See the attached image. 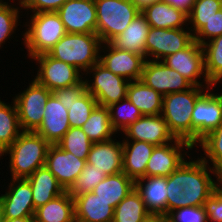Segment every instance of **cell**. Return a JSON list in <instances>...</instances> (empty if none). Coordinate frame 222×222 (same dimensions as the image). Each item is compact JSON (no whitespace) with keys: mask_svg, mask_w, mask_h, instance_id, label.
<instances>
[{"mask_svg":"<svg viewBox=\"0 0 222 222\" xmlns=\"http://www.w3.org/2000/svg\"><path fill=\"white\" fill-rule=\"evenodd\" d=\"M151 213L134 188L115 208L113 222H143Z\"/></svg>","mask_w":222,"mask_h":222,"instance_id":"cell-33","label":"cell"},{"mask_svg":"<svg viewBox=\"0 0 222 222\" xmlns=\"http://www.w3.org/2000/svg\"><path fill=\"white\" fill-rule=\"evenodd\" d=\"M56 12L66 33H96L94 0H67Z\"/></svg>","mask_w":222,"mask_h":222,"instance_id":"cell-16","label":"cell"},{"mask_svg":"<svg viewBox=\"0 0 222 222\" xmlns=\"http://www.w3.org/2000/svg\"><path fill=\"white\" fill-rule=\"evenodd\" d=\"M109 139L93 143L87 156L86 163L95 169L104 172L107 176L122 172L123 170V142Z\"/></svg>","mask_w":222,"mask_h":222,"instance_id":"cell-21","label":"cell"},{"mask_svg":"<svg viewBox=\"0 0 222 222\" xmlns=\"http://www.w3.org/2000/svg\"><path fill=\"white\" fill-rule=\"evenodd\" d=\"M35 222H75L73 197L67 190L51 201L38 207L34 214Z\"/></svg>","mask_w":222,"mask_h":222,"instance_id":"cell-28","label":"cell"},{"mask_svg":"<svg viewBox=\"0 0 222 222\" xmlns=\"http://www.w3.org/2000/svg\"><path fill=\"white\" fill-rule=\"evenodd\" d=\"M32 59L39 64L34 79L52 92L74 86L84 79L83 72L73 65L51 57L48 53L36 55Z\"/></svg>","mask_w":222,"mask_h":222,"instance_id":"cell-10","label":"cell"},{"mask_svg":"<svg viewBox=\"0 0 222 222\" xmlns=\"http://www.w3.org/2000/svg\"><path fill=\"white\" fill-rule=\"evenodd\" d=\"M108 109L112 127L116 132H122L131 123L143 116L141 111L128 98L108 106Z\"/></svg>","mask_w":222,"mask_h":222,"instance_id":"cell-35","label":"cell"},{"mask_svg":"<svg viewBox=\"0 0 222 222\" xmlns=\"http://www.w3.org/2000/svg\"><path fill=\"white\" fill-rule=\"evenodd\" d=\"M102 42L96 33H66L47 53L83 75L99 61Z\"/></svg>","mask_w":222,"mask_h":222,"instance_id":"cell-3","label":"cell"},{"mask_svg":"<svg viewBox=\"0 0 222 222\" xmlns=\"http://www.w3.org/2000/svg\"><path fill=\"white\" fill-rule=\"evenodd\" d=\"M85 164V160L77 158L57 144H51L47 150L45 166L65 190L72 186Z\"/></svg>","mask_w":222,"mask_h":222,"instance_id":"cell-19","label":"cell"},{"mask_svg":"<svg viewBox=\"0 0 222 222\" xmlns=\"http://www.w3.org/2000/svg\"><path fill=\"white\" fill-rule=\"evenodd\" d=\"M86 89V83L84 80H82L80 83L71 86V87H65L63 89H58L54 92H52L60 101V103L67 108V106L74 101V99H78L81 97L85 92Z\"/></svg>","mask_w":222,"mask_h":222,"instance_id":"cell-44","label":"cell"},{"mask_svg":"<svg viewBox=\"0 0 222 222\" xmlns=\"http://www.w3.org/2000/svg\"><path fill=\"white\" fill-rule=\"evenodd\" d=\"M185 27L176 29L150 27L145 42L146 60L148 58L161 61L166 56L188 47L194 41V35L189 27Z\"/></svg>","mask_w":222,"mask_h":222,"instance_id":"cell-11","label":"cell"},{"mask_svg":"<svg viewBox=\"0 0 222 222\" xmlns=\"http://www.w3.org/2000/svg\"><path fill=\"white\" fill-rule=\"evenodd\" d=\"M213 169L202 158L185 160L167 177V215L181 207L202 206L214 191Z\"/></svg>","mask_w":222,"mask_h":222,"instance_id":"cell-1","label":"cell"},{"mask_svg":"<svg viewBox=\"0 0 222 222\" xmlns=\"http://www.w3.org/2000/svg\"><path fill=\"white\" fill-rule=\"evenodd\" d=\"M167 177H142L135 188L151 214L167 216Z\"/></svg>","mask_w":222,"mask_h":222,"instance_id":"cell-22","label":"cell"},{"mask_svg":"<svg viewBox=\"0 0 222 222\" xmlns=\"http://www.w3.org/2000/svg\"><path fill=\"white\" fill-rule=\"evenodd\" d=\"M103 51V55H101ZM107 51V52H106ZM146 59L131 51L120 50L110 42L102 43L99 52V62L114 74L126 80H141Z\"/></svg>","mask_w":222,"mask_h":222,"instance_id":"cell-15","label":"cell"},{"mask_svg":"<svg viewBox=\"0 0 222 222\" xmlns=\"http://www.w3.org/2000/svg\"><path fill=\"white\" fill-rule=\"evenodd\" d=\"M203 207L207 213L208 222H222V195L213 191Z\"/></svg>","mask_w":222,"mask_h":222,"instance_id":"cell-45","label":"cell"},{"mask_svg":"<svg viewBox=\"0 0 222 222\" xmlns=\"http://www.w3.org/2000/svg\"><path fill=\"white\" fill-rule=\"evenodd\" d=\"M0 222H4V216H3L1 206H0Z\"/></svg>","mask_w":222,"mask_h":222,"instance_id":"cell-52","label":"cell"},{"mask_svg":"<svg viewBox=\"0 0 222 222\" xmlns=\"http://www.w3.org/2000/svg\"><path fill=\"white\" fill-rule=\"evenodd\" d=\"M222 35V9L217 11L207 23L194 35V40L201 46L215 37Z\"/></svg>","mask_w":222,"mask_h":222,"instance_id":"cell-43","label":"cell"},{"mask_svg":"<svg viewBox=\"0 0 222 222\" xmlns=\"http://www.w3.org/2000/svg\"><path fill=\"white\" fill-rule=\"evenodd\" d=\"M106 174L101 172L91 164L86 163L84 169L76 178L67 192L75 198L84 193L92 192L94 188L106 178Z\"/></svg>","mask_w":222,"mask_h":222,"instance_id":"cell-39","label":"cell"},{"mask_svg":"<svg viewBox=\"0 0 222 222\" xmlns=\"http://www.w3.org/2000/svg\"><path fill=\"white\" fill-rule=\"evenodd\" d=\"M127 98L141 111L142 115H159L162 112L163 96L142 80L129 83Z\"/></svg>","mask_w":222,"mask_h":222,"instance_id":"cell-30","label":"cell"},{"mask_svg":"<svg viewBox=\"0 0 222 222\" xmlns=\"http://www.w3.org/2000/svg\"><path fill=\"white\" fill-rule=\"evenodd\" d=\"M18 1V5L23 6L28 0H17Z\"/></svg>","mask_w":222,"mask_h":222,"instance_id":"cell-53","label":"cell"},{"mask_svg":"<svg viewBox=\"0 0 222 222\" xmlns=\"http://www.w3.org/2000/svg\"><path fill=\"white\" fill-rule=\"evenodd\" d=\"M122 142V172L134 181L146 177L147 162L149 161L155 145L144 141L122 140Z\"/></svg>","mask_w":222,"mask_h":222,"instance_id":"cell-23","label":"cell"},{"mask_svg":"<svg viewBox=\"0 0 222 222\" xmlns=\"http://www.w3.org/2000/svg\"><path fill=\"white\" fill-rule=\"evenodd\" d=\"M150 29L144 15L139 13L128 27L110 41V43L120 49L131 51L146 59L145 42Z\"/></svg>","mask_w":222,"mask_h":222,"instance_id":"cell-26","label":"cell"},{"mask_svg":"<svg viewBox=\"0 0 222 222\" xmlns=\"http://www.w3.org/2000/svg\"><path fill=\"white\" fill-rule=\"evenodd\" d=\"M199 145L206 156L200 157L208 164L211 162V168H222V124L203 138Z\"/></svg>","mask_w":222,"mask_h":222,"instance_id":"cell-40","label":"cell"},{"mask_svg":"<svg viewBox=\"0 0 222 222\" xmlns=\"http://www.w3.org/2000/svg\"><path fill=\"white\" fill-rule=\"evenodd\" d=\"M141 13L152 28H185L188 15L168 3L160 0L145 7Z\"/></svg>","mask_w":222,"mask_h":222,"instance_id":"cell-25","label":"cell"},{"mask_svg":"<svg viewBox=\"0 0 222 222\" xmlns=\"http://www.w3.org/2000/svg\"><path fill=\"white\" fill-rule=\"evenodd\" d=\"M4 222H35L34 217H22L14 219H4Z\"/></svg>","mask_w":222,"mask_h":222,"instance_id":"cell-51","label":"cell"},{"mask_svg":"<svg viewBox=\"0 0 222 222\" xmlns=\"http://www.w3.org/2000/svg\"><path fill=\"white\" fill-rule=\"evenodd\" d=\"M26 179L31 185L35 209L66 191L46 166L38 168Z\"/></svg>","mask_w":222,"mask_h":222,"instance_id":"cell-27","label":"cell"},{"mask_svg":"<svg viewBox=\"0 0 222 222\" xmlns=\"http://www.w3.org/2000/svg\"><path fill=\"white\" fill-rule=\"evenodd\" d=\"M204 51L205 73L208 81L215 87L222 81V35L206 41Z\"/></svg>","mask_w":222,"mask_h":222,"instance_id":"cell-34","label":"cell"},{"mask_svg":"<svg viewBox=\"0 0 222 222\" xmlns=\"http://www.w3.org/2000/svg\"><path fill=\"white\" fill-rule=\"evenodd\" d=\"M69 129L68 109L52 93L44 107L42 124L35 132L51 145L57 144Z\"/></svg>","mask_w":222,"mask_h":222,"instance_id":"cell-20","label":"cell"},{"mask_svg":"<svg viewBox=\"0 0 222 222\" xmlns=\"http://www.w3.org/2000/svg\"><path fill=\"white\" fill-rule=\"evenodd\" d=\"M213 89L208 88L195 102L191 117L193 147L222 124V93Z\"/></svg>","mask_w":222,"mask_h":222,"instance_id":"cell-9","label":"cell"},{"mask_svg":"<svg viewBox=\"0 0 222 222\" xmlns=\"http://www.w3.org/2000/svg\"><path fill=\"white\" fill-rule=\"evenodd\" d=\"M33 14V15H32ZM23 33V45L28 58L47 53L65 34L64 25L57 12L32 13Z\"/></svg>","mask_w":222,"mask_h":222,"instance_id":"cell-5","label":"cell"},{"mask_svg":"<svg viewBox=\"0 0 222 222\" xmlns=\"http://www.w3.org/2000/svg\"><path fill=\"white\" fill-rule=\"evenodd\" d=\"M74 200L75 220L83 222H113L114 208L98 198L93 192L76 196Z\"/></svg>","mask_w":222,"mask_h":222,"instance_id":"cell-24","label":"cell"},{"mask_svg":"<svg viewBox=\"0 0 222 222\" xmlns=\"http://www.w3.org/2000/svg\"><path fill=\"white\" fill-rule=\"evenodd\" d=\"M166 217L168 222H208L203 205L177 208Z\"/></svg>","mask_w":222,"mask_h":222,"instance_id":"cell-42","label":"cell"},{"mask_svg":"<svg viewBox=\"0 0 222 222\" xmlns=\"http://www.w3.org/2000/svg\"><path fill=\"white\" fill-rule=\"evenodd\" d=\"M222 9V0H195L188 14V24L193 35H195L214 14Z\"/></svg>","mask_w":222,"mask_h":222,"instance_id":"cell-37","label":"cell"},{"mask_svg":"<svg viewBox=\"0 0 222 222\" xmlns=\"http://www.w3.org/2000/svg\"><path fill=\"white\" fill-rule=\"evenodd\" d=\"M169 5L182 10L187 15L191 12V9L195 3V0H162Z\"/></svg>","mask_w":222,"mask_h":222,"instance_id":"cell-47","label":"cell"},{"mask_svg":"<svg viewBox=\"0 0 222 222\" xmlns=\"http://www.w3.org/2000/svg\"><path fill=\"white\" fill-rule=\"evenodd\" d=\"M52 91L39 84L35 79L13 100L18 111V119L22 131H36L42 124L44 107Z\"/></svg>","mask_w":222,"mask_h":222,"instance_id":"cell-8","label":"cell"},{"mask_svg":"<svg viewBox=\"0 0 222 222\" xmlns=\"http://www.w3.org/2000/svg\"><path fill=\"white\" fill-rule=\"evenodd\" d=\"M171 69L176 70L184 76L193 86L196 87H214L207 79L205 73L204 51L203 47L195 40L183 50L177 51L172 55L166 56L161 60ZM199 77L203 79L200 82Z\"/></svg>","mask_w":222,"mask_h":222,"instance_id":"cell-12","label":"cell"},{"mask_svg":"<svg viewBox=\"0 0 222 222\" xmlns=\"http://www.w3.org/2000/svg\"><path fill=\"white\" fill-rule=\"evenodd\" d=\"M50 144L34 131H23L1 156L9 155L11 178H28L45 166Z\"/></svg>","mask_w":222,"mask_h":222,"instance_id":"cell-2","label":"cell"},{"mask_svg":"<svg viewBox=\"0 0 222 222\" xmlns=\"http://www.w3.org/2000/svg\"><path fill=\"white\" fill-rule=\"evenodd\" d=\"M6 3H8V1L6 2H4V0H0V5H2V4H6Z\"/></svg>","mask_w":222,"mask_h":222,"instance_id":"cell-54","label":"cell"},{"mask_svg":"<svg viewBox=\"0 0 222 222\" xmlns=\"http://www.w3.org/2000/svg\"><path fill=\"white\" fill-rule=\"evenodd\" d=\"M184 147L188 150L194 148L189 142L178 138L171 144L156 145L147 162L146 177H168L172 174L185 161V156L190 158Z\"/></svg>","mask_w":222,"mask_h":222,"instance_id":"cell-13","label":"cell"},{"mask_svg":"<svg viewBox=\"0 0 222 222\" xmlns=\"http://www.w3.org/2000/svg\"><path fill=\"white\" fill-rule=\"evenodd\" d=\"M93 142L80 127H70L57 145L77 158L87 160Z\"/></svg>","mask_w":222,"mask_h":222,"instance_id":"cell-36","label":"cell"},{"mask_svg":"<svg viewBox=\"0 0 222 222\" xmlns=\"http://www.w3.org/2000/svg\"><path fill=\"white\" fill-rule=\"evenodd\" d=\"M12 103H5L0 98V154L23 132L14 100Z\"/></svg>","mask_w":222,"mask_h":222,"instance_id":"cell-32","label":"cell"},{"mask_svg":"<svg viewBox=\"0 0 222 222\" xmlns=\"http://www.w3.org/2000/svg\"><path fill=\"white\" fill-rule=\"evenodd\" d=\"M134 5L140 10L142 11L145 7L149 6L152 3H155L157 1L160 0H131Z\"/></svg>","mask_w":222,"mask_h":222,"instance_id":"cell-49","label":"cell"},{"mask_svg":"<svg viewBox=\"0 0 222 222\" xmlns=\"http://www.w3.org/2000/svg\"><path fill=\"white\" fill-rule=\"evenodd\" d=\"M89 72L94 78L90 81L89 78H84L86 89L97 100L98 105L108 107L127 98L129 80L114 74L99 61L86 74L91 75Z\"/></svg>","mask_w":222,"mask_h":222,"instance_id":"cell-7","label":"cell"},{"mask_svg":"<svg viewBox=\"0 0 222 222\" xmlns=\"http://www.w3.org/2000/svg\"><path fill=\"white\" fill-rule=\"evenodd\" d=\"M134 188L135 181L120 172L106 176L92 192L115 208Z\"/></svg>","mask_w":222,"mask_h":222,"instance_id":"cell-29","label":"cell"},{"mask_svg":"<svg viewBox=\"0 0 222 222\" xmlns=\"http://www.w3.org/2000/svg\"><path fill=\"white\" fill-rule=\"evenodd\" d=\"M208 88L212 87L193 86L188 90L163 96L161 115L175 138L192 145V112L195 102Z\"/></svg>","mask_w":222,"mask_h":222,"instance_id":"cell-4","label":"cell"},{"mask_svg":"<svg viewBox=\"0 0 222 222\" xmlns=\"http://www.w3.org/2000/svg\"><path fill=\"white\" fill-rule=\"evenodd\" d=\"M97 105V100L88 91L74 99L67 106L70 127H82Z\"/></svg>","mask_w":222,"mask_h":222,"instance_id":"cell-38","label":"cell"},{"mask_svg":"<svg viewBox=\"0 0 222 222\" xmlns=\"http://www.w3.org/2000/svg\"><path fill=\"white\" fill-rule=\"evenodd\" d=\"M143 222H168V220L164 215L150 214Z\"/></svg>","mask_w":222,"mask_h":222,"instance_id":"cell-50","label":"cell"},{"mask_svg":"<svg viewBox=\"0 0 222 222\" xmlns=\"http://www.w3.org/2000/svg\"><path fill=\"white\" fill-rule=\"evenodd\" d=\"M93 142H103L112 139L117 132L112 127L109 109L106 106L97 105L88 120L80 127Z\"/></svg>","mask_w":222,"mask_h":222,"instance_id":"cell-31","label":"cell"},{"mask_svg":"<svg viewBox=\"0 0 222 222\" xmlns=\"http://www.w3.org/2000/svg\"><path fill=\"white\" fill-rule=\"evenodd\" d=\"M96 5V34L108 43L122 33L141 11L131 0H94Z\"/></svg>","mask_w":222,"mask_h":222,"instance_id":"cell-6","label":"cell"},{"mask_svg":"<svg viewBox=\"0 0 222 222\" xmlns=\"http://www.w3.org/2000/svg\"><path fill=\"white\" fill-rule=\"evenodd\" d=\"M67 0H28L23 6L30 13L56 12Z\"/></svg>","mask_w":222,"mask_h":222,"instance_id":"cell-46","label":"cell"},{"mask_svg":"<svg viewBox=\"0 0 222 222\" xmlns=\"http://www.w3.org/2000/svg\"><path fill=\"white\" fill-rule=\"evenodd\" d=\"M141 80L162 96L193 87L184 76L162 61L148 59L144 63Z\"/></svg>","mask_w":222,"mask_h":222,"instance_id":"cell-14","label":"cell"},{"mask_svg":"<svg viewBox=\"0 0 222 222\" xmlns=\"http://www.w3.org/2000/svg\"><path fill=\"white\" fill-rule=\"evenodd\" d=\"M122 133L126 136L124 140L144 141L155 146L171 143L176 139L161 114L143 115Z\"/></svg>","mask_w":222,"mask_h":222,"instance_id":"cell-18","label":"cell"},{"mask_svg":"<svg viewBox=\"0 0 222 222\" xmlns=\"http://www.w3.org/2000/svg\"><path fill=\"white\" fill-rule=\"evenodd\" d=\"M11 4L12 3H6L0 5V48L4 46L2 44H5L6 40H9L11 35L17 30V26L20 25L18 23H21L18 21H20L19 10L22 9V6L15 7L14 4Z\"/></svg>","mask_w":222,"mask_h":222,"instance_id":"cell-41","label":"cell"},{"mask_svg":"<svg viewBox=\"0 0 222 222\" xmlns=\"http://www.w3.org/2000/svg\"><path fill=\"white\" fill-rule=\"evenodd\" d=\"M8 191L0 195L4 219L34 217L35 208L29 181L25 178H10Z\"/></svg>","mask_w":222,"mask_h":222,"instance_id":"cell-17","label":"cell"},{"mask_svg":"<svg viewBox=\"0 0 222 222\" xmlns=\"http://www.w3.org/2000/svg\"><path fill=\"white\" fill-rule=\"evenodd\" d=\"M214 176L217 178L214 181V191L222 195V168H212Z\"/></svg>","mask_w":222,"mask_h":222,"instance_id":"cell-48","label":"cell"}]
</instances>
